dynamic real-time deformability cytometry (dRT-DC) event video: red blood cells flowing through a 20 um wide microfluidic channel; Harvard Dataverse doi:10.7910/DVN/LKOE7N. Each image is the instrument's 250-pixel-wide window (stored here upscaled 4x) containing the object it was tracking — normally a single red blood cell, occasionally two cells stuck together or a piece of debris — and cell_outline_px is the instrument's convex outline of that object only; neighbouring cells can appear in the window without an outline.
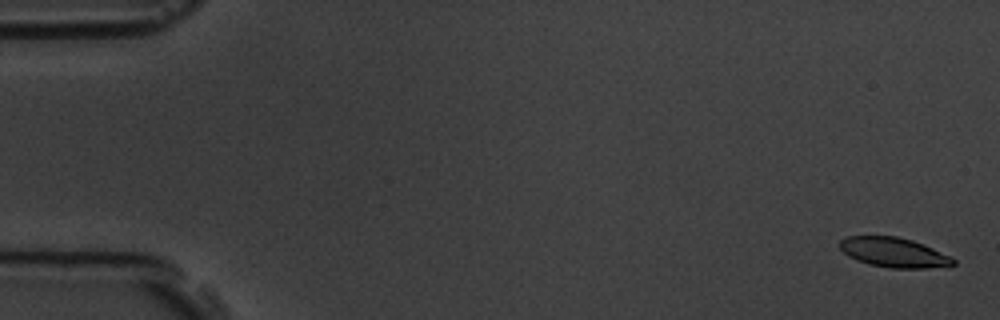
{"species": "common noctule bat (a hibernating species)", "species_latin": "Nyctalus noctula", "temperature_condition": "room temperature", "stored_images_in_passage": 59, "camera_frame_rate_fps": 3000, "um_per_image_px": 0.085, "animal": {"sex": "male", "body_mass_g": 19.5, "forearm_length_mm": 54.6}, "frame": {"image": 1, "passage_image": 2, "time_ms": 0.333, "image_size_px": [1000, 320], "cell_outline_px": [[956, 264], [928, 268], [892, 268], [868, 264], [856, 260], [848, 256], [840, 248], [840, 240], [848, 236], [896, 236], [912, 240], [952, 256], [956, 260]], "centroid_in_image_um": [75.98, 21.46], "position_along_channel_um": 9.0, "area_um2": 19.59}}
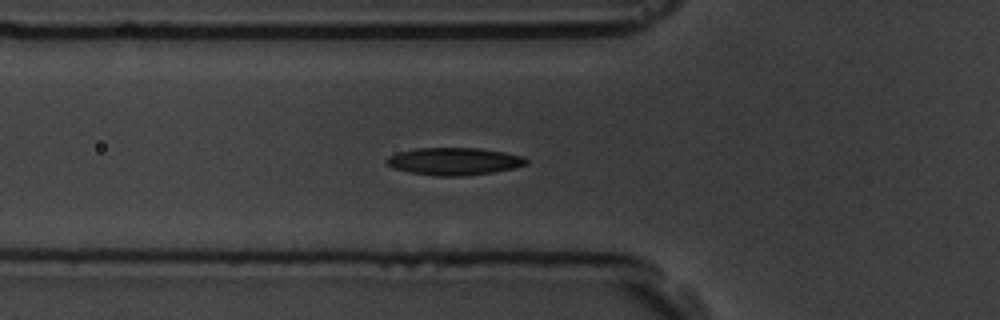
{"frame": {"image": 2, "passage_image": 21, "time_ms": 6.667, "image_size_px": [1000, 320], "cell_outline_px": [[528, 164], [512, 168], [492, 172], [464, 176], [436, 176], [412, 172], [392, 168], [384, 160], [388, 156], [396, 152], [416, 148], [480, 148], [504, 152], [524, 156], [528, 160]], "centroid_in_image_um": [38.59, 13.7], "position_along_channel_um": 87.2, "area_um2": 22.37}}
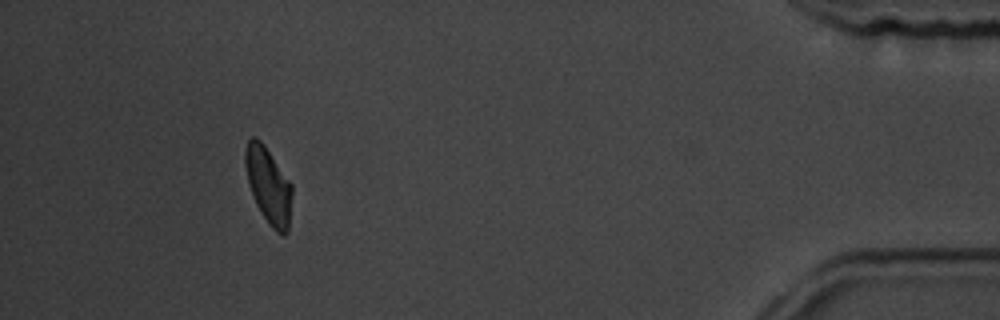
{"frame": {"image": 3, "passage_image": 54, "time_ms": 17.667, "image_size_px": [1000, 320], "cell_outline_px": [[292, 196], [288, 232], [284, 236], [280, 236], [268, 224], [256, 204], [248, 184], [244, 164], [244, 152], [248, 140], [252, 136], [256, 136], [264, 144], [292, 184]], "centroid_in_image_um": [22.81, 15.77], "position_along_channel_um": 412.4, "area_um2": 21.1}, "authors_computed_cell_mechanics": {"area_um2": 21.4438, "velocity_mm_per_s": 3.5203, "shape_relaxation_time_tau1_ms": 3.9434, "shape_relaxation_time_tau2_ms": 8.1349, "deformation_change_tau1": 0.1256, "deformation_change_tau2": 0.1455}}